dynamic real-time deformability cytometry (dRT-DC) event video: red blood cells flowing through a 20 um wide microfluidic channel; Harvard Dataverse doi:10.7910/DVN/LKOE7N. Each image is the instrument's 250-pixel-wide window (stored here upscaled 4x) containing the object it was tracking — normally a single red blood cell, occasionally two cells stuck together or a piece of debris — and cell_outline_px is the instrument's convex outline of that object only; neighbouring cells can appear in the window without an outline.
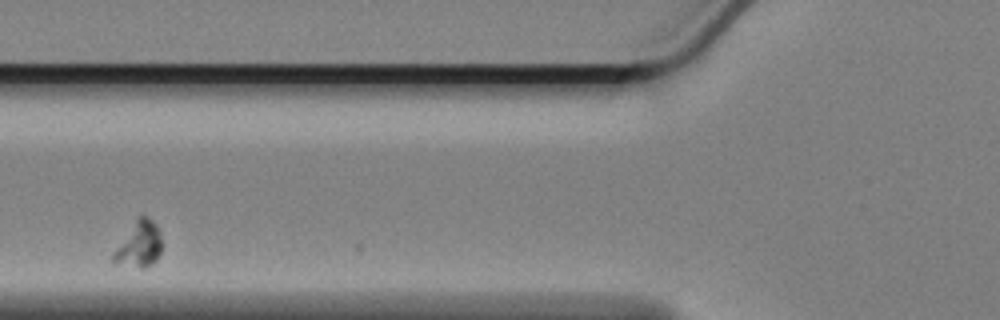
{"species": "Egyptian fruit bat (a non-hibernating species)", "species_latin": "Rousettus aegyptiacus", "temperature_condition": "cold", "stored_images_in_passage": 5, "camera_frame_rate_fps": 3000, "um_per_image_px": 0.085, "animal": {"sex": "female"}, "frame": {"image": 1, "passage_image": 4, "time_ms": 1.0, "image_size_px": [1000, 320], "cell_outline_px": [[160, 252], [156, 260], [152, 264], [144, 268], [140, 268], [112, 260], [112, 252], [136, 216], [148, 216], [156, 224], [160, 232]], "centroid_in_image_um": [11.81, 20.72], "position_along_channel_um": 114.0, "area_um2": 12.89}}